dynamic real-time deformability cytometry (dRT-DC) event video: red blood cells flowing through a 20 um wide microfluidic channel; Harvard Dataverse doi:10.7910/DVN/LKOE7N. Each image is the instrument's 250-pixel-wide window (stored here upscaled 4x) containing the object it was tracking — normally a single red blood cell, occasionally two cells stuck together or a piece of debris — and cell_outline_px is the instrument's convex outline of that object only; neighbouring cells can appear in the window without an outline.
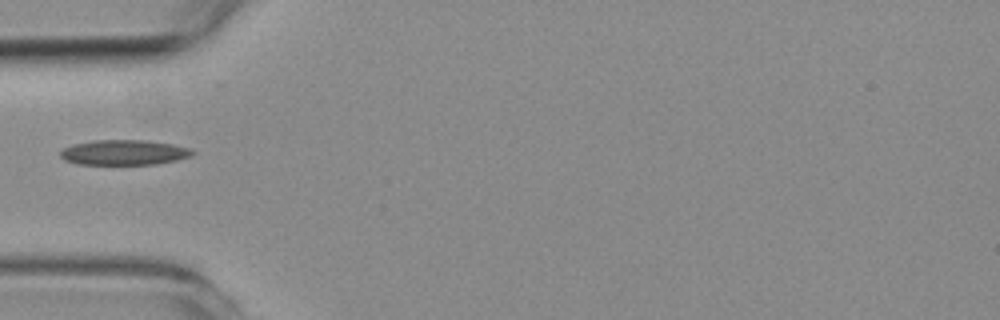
{"species": "common noctule bat (a hibernating species)", "species_latin": "Nyctalus noctula", "temperature_condition": "room temperature", "stored_images_in_passage": 34, "camera_frame_rate_fps": 3000, "um_per_image_px": 0.085, "animal": {"sex": "female", "body_mass_g": 19.3, "forearm_length_mm": 54.1}, "frame": {"image": 1, "passage_image": 1, "time_ms": 0.0, "image_size_px": [1000, 320], "cell_outline_px": [[196, 152], [192, 156], [176, 160], [156, 164], [80, 164], [64, 160], [60, 156], [60, 152], [64, 148], [72, 144], [92, 140], [148, 140], [172, 144], [192, 148]], "centroid_in_image_um": [10.57, 12.95], "position_along_channel_um": 74.4, "area_um2": 19.48}}
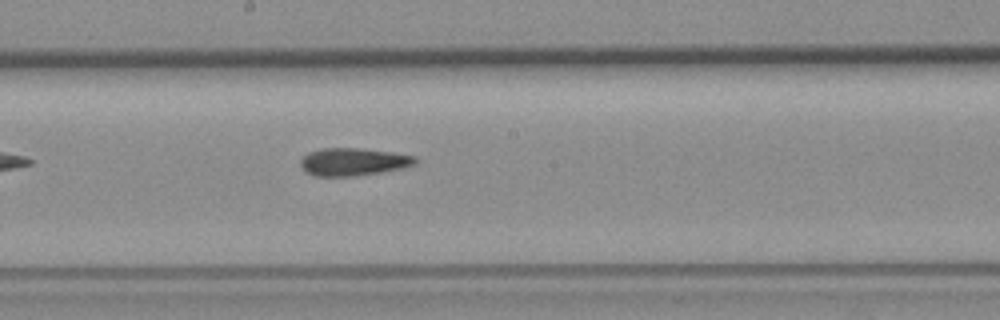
{"frame": {"image": 2, "passage_image": 13, "time_ms": 4.0, "image_size_px": [1000, 320], "cell_outline_px": [[420, 160], [416, 164], [404, 168], [380, 172], [352, 176], [316, 176], [304, 172], [300, 168], [300, 160], [308, 152], [324, 148], [360, 148], [392, 152], [416, 156]], "centroid_in_image_um": [30.04, 13.75], "position_along_channel_um": 218.2, "area_um2": 18.73}}
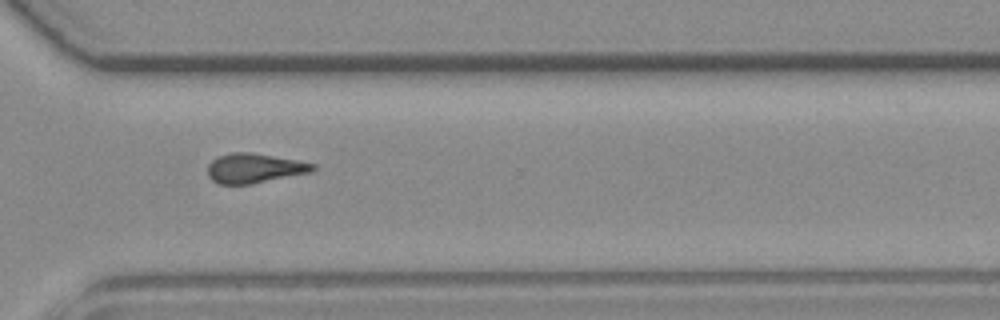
{"frame": {"image": 3, "passage_image": 24, "time_ms": 7.667, "image_size_px": [1000, 320], "cell_outline_px": [[316, 168], [312, 172], [252, 184], [220, 184], [212, 180], [208, 176], [208, 164], [216, 156], [232, 152], [252, 152], [296, 160], [316, 164]], "centroid_in_image_um": [21.61, 14.29], "position_along_channel_um": 349.0, "area_um2": 18.26}}